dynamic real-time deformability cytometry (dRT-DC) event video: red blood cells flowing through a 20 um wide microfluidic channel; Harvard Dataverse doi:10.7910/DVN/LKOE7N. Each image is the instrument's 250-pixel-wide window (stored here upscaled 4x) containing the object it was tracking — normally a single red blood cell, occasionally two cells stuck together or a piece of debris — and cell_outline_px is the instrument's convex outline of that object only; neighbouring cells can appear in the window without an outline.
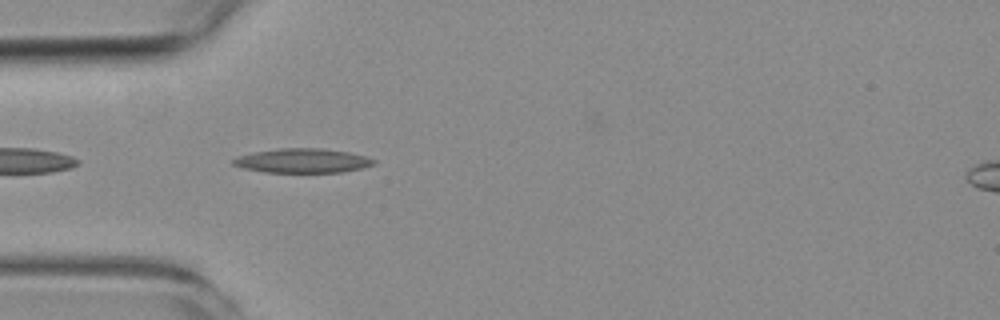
{"species": "common noctule bat (a hibernating species)", "species_latin": "Nyctalus noctula", "temperature_condition": "room temperature", "stored_images_in_passage": 4, "segment_of_instrument_passage": [1, 2], "camera_frame_rate_fps": 3000, "um_per_image_px": 0.085, "animal": {"sex": "female", "body_mass_g": 19.3, "forearm_length_mm": 54.1}, "frame": {"image": 1, "passage_image": 3, "time_ms": 2.333, "image_size_px": [1000, 320], "cell_outline_px": [[376, 164], [364, 168], [340, 172], [264, 172], [244, 168], [232, 164], [232, 160], [236, 156], [252, 152], [280, 148], [320, 148], [348, 152], [364, 156], [376, 160]], "centroid_in_image_um": [25.71, 13.66], "position_along_channel_um": 59.3, "area_um2": 19.94}}